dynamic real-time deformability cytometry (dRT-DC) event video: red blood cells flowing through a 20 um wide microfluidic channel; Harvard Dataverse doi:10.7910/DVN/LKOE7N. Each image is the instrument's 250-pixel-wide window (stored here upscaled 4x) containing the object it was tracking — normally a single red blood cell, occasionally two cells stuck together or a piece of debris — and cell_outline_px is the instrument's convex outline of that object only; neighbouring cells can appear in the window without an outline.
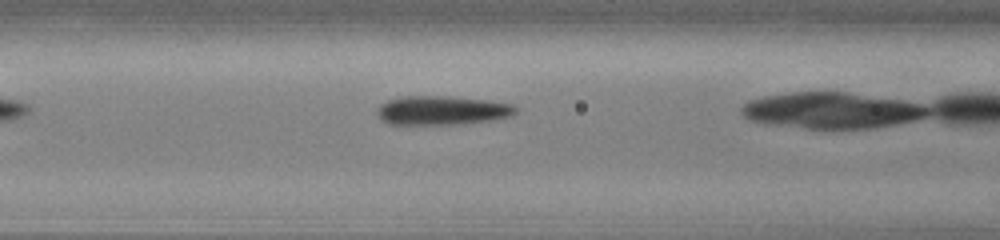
{"species": "common noctule bat (a hibernating species)", "species_latin": "Nyctalus noctula", "temperature_condition": "cold", "stored_images_in_passage": 17, "camera_frame_rate_fps": 3000, "um_per_image_px": 0.085, "animal": {"sex": "male", "body_mass_g": 13.0, "forearm_length_mm": 53.1}, "frame": {"image": 1, "passage_image": 3, "time_ms": 0.667, "image_size_px": [1000, 240], "cell_outline_px": [[520, 108], [512, 116], [496, 120], [456, 124], [388, 124], [376, 112], [376, 108], [380, 104], [388, 100], [404, 96], [448, 96], [484, 100], [512, 104]], "centroid_in_image_um": [37.61, 9.38], "position_along_channel_um": 129.0, "area_um2": 23.47}}